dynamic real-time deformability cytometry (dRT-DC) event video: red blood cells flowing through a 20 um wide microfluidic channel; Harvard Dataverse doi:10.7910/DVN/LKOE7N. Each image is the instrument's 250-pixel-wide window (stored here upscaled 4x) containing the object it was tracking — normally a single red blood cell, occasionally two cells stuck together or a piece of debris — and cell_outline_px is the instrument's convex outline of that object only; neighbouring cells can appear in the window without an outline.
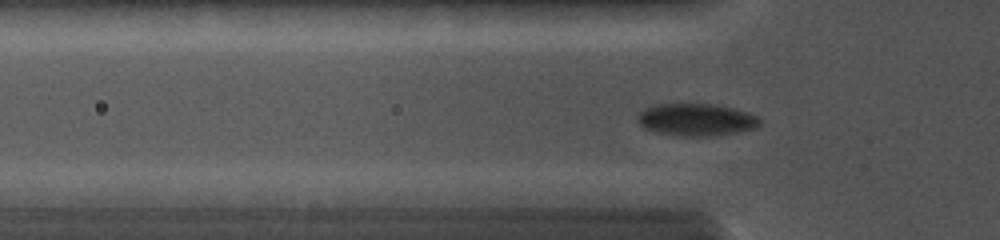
{"species": "common noctule bat (a hibernating species)", "species_latin": "Nyctalus noctula", "temperature_condition": "cold", "stored_images_in_passage": 78, "camera_frame_rate_fps": 5000, "um_per_image_px": 0.085, "animal": {"sex": "female", "body_mass_g": 19.0, "forearm_length_mm": 56.7}, "frame": {"image": 1, "passage_image": 14, "time_ms": 2.2, "image_size_px": [1000, 240], "cell_outline_px": [[760, 124], [756, 128], [736, 132], [708, 136], [680, 136], [660, 132], [644, 128], [640, 124], [636, 116], [644, 108], [656, 104], [716, 104], [748, 112], [756, 116], [760, 120]], "centroid_in_image_um": [59.17, 10.16], "position_along_channel_um": 66.6, "area_um2": 22.83}}
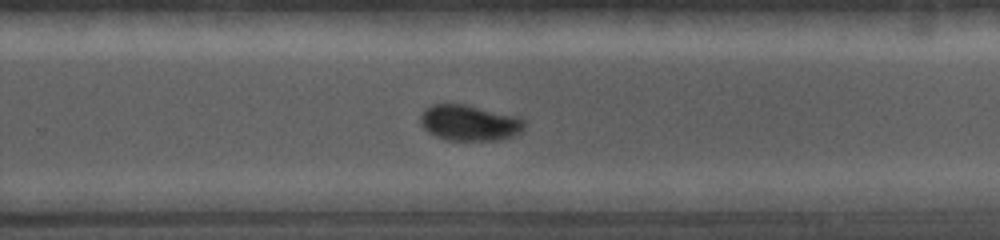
{"frame": {"image": 2, "passage_image": 47, "time_ms": 7.4, "image_size_px": [1000, 240], "cell_outline_px": [[524, 128], [520, 132], [512, 136], [500, 140], [448, 140], [436, 136], [428, 132], [420, 124], [420, 116], [424, 108], [432, 104], [464, 104], [520, 116], [524, 120]], "centroid_in_image_um": [39.9, 10.43], "position_along_channel_um": 289.9, "area_um2": 21.85}}
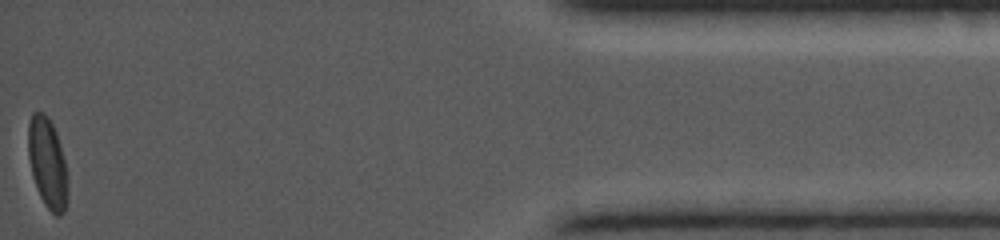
{"frame": {"image": 3, "passage_image": 78, "time_ms": 12.2, "image_size_px": [1000, 240], "cell_outline_px": [[68, 200], [64, 212], [60, 216], [56, 216], [44, 204], [36, 188], [32, 176], [28, 156], [28, 124], [32, 112], [44, 112], [48, 116], [56, 132], [60, 144], [64, 160], [68, 180]], "centroid_in_image_um": [4.04, 13.88], "position_along_channel_um": 431.2, "area_um2": 21.1}}